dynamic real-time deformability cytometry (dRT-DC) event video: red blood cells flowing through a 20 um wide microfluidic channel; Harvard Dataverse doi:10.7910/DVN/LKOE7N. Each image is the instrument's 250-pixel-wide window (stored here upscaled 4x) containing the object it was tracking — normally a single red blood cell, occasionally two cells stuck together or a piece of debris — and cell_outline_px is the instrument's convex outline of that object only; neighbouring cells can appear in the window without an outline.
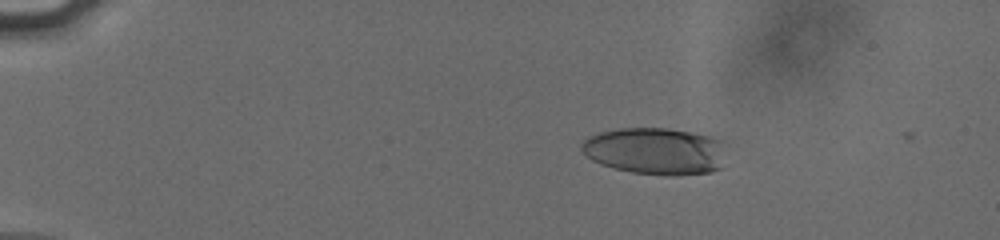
{"species": "human", "species_latin": "Homo sapiens", "temperature_condition": "cold", "stored_images_in_passage": 57, "camera_frame_rate_fps": 3000, "um_per_image_px": 0.085, "donor": {"sex": "male"}, "frame": {"image": 1, "passage_image": 12, "time_ms": 3.667, "image_size_px": [1000, 240], "cell_outline_px": [[724, 168], [712, 172], [676, 176], [668, 176], [632, 172], [600, 164], [592, 160], [580, 148], [580, 144], [588, 136], [600, 132], [620, 128], [668, 128], [692, 132], [712, 136], [724, 140]], "centroid_in_image_um": [55.77, 12.84], "position_along_channel_um": 29.2, "area_um2": 40.23}}
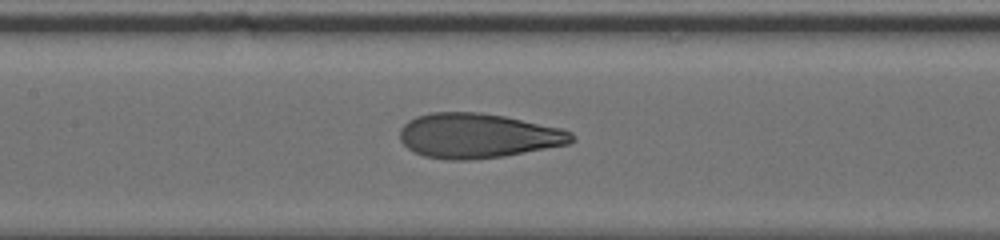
{"frame": {"image": 2, "passage_image": 30, "time_ms": 9.667, "image_size_px": [1000, 240], "cell_outline_px": [[576, 140], [568, 144], [504, 156], [468, 160], [452, 160], [424, 156], [408, 148], [400, 140], [400, 128], [408, 120], [416, 116], [432, 112], [480, 112], [504, 116], [564, 128], [572, 132], [576, 136]], "centroid_in_image_um": [40.65, 11.53], "position_along_channel_um": 166.7, "area_um2": 44.97}}
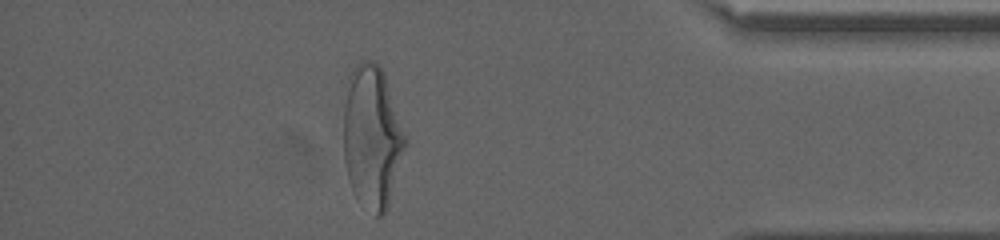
{"frame": {"image": 3, "passage_image": 51, "time_ms": 16.667, "image_size_px": [1000, 240], "cell_outline_px": [[408, 140], [388, 208], [380, 216], [376, 216], [352, 188], [348, 180], [344, 160], [344, 108], [348, 76], [356, 64], [364, 60], [372, 60], [380, 64], [384, 72]], "centroid_in_image_um": [31.65, 11.57], "position_along_channel_um": 403.6, "area_um2": 51.21}, "authors_computed_cell_mechanics": {"area_um2": 44.1014, "velocity_mm_per_s": 3.8246, "shape_relaxation_time_tau1_ms": 5.1162, "shape_relaxation_time_tau2_ms": 1.0343, "deformation_change_tau1": 0.2174, "deformation_change_tau2": 0.0882}}